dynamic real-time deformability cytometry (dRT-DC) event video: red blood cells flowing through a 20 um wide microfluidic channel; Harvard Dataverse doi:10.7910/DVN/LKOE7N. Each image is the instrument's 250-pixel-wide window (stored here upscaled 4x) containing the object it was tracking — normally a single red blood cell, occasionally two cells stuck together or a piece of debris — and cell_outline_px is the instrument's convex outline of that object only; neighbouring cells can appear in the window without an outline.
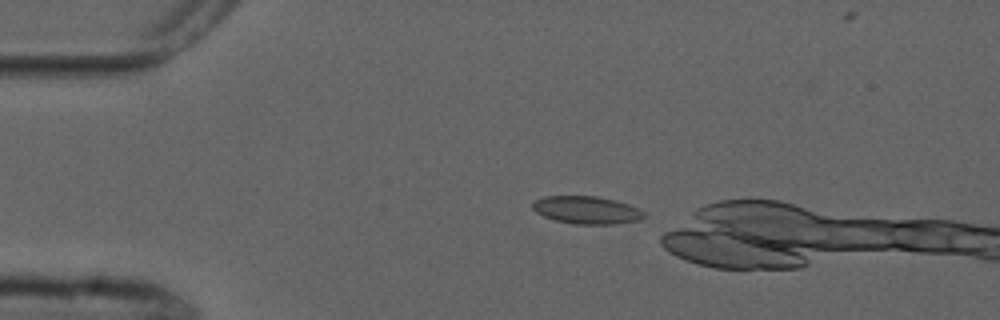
{"species": "common noctule bat (a hibernating species)", "species_latin": "Nyctalus noctula", "temperature_condition": "cold", "stored_images_in_passage": 3, "camera_frame_rate_fps": 3000, "um_per_image_px": 0.085, "animal": {"sex": "male", "forearm_length_mm": 52.5}, "frame": {"image": 1, "passage_image": 1, "time_ms": 0.0, "image_size_px": [1000, 320], "cell_outline_px": [[648, 216], [640, 220], [616, 224], [576, 224], [556, 220], [544, 216], [536, 212], [532, 208], [532, 204], [536, 200], [544, 196], [596, 196], [616, 200], [628, 204], [644, 212]], "centroid_in_image_um": [49.9, 17.85], "position_along_channel_um": 35.1, "area_um2": 17.98}}